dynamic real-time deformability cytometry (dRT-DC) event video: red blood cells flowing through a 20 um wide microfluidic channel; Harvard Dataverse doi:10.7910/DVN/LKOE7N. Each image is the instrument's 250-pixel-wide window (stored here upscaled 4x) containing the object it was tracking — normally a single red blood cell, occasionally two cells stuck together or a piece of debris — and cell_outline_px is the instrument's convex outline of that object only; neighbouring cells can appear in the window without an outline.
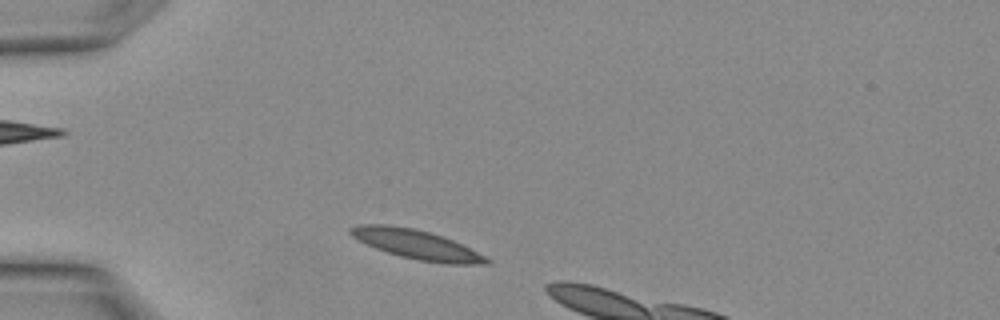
{"species": "Egyptian fruit bat (a non-hibernating species)", "species_latin": "Rousettus aegyptiacus", "temperature_condition": "warm", "stored_images_in_passage": 5, "camera_frame_rate_fps": 3000, "um_per_image_px": 0.085, "animal": {"sex": "female"}, "frame": {"image": 1, "passage_image": 2, "time_ms": 0.333, "image_size_px": [1000, 320], "cell_outline_px": [[492, 260], [488, 264], [448, 264], [420, 260], [400, 256], [376, 248], [352, 236], [348, 232], [348, 228], [360, 224], [384, 224], [412, 228], [428, 232], [452, 240]], "centroid_in_image_um": [35.38, 20.78], "position_along_channel_um": 49.6, "area_um2": 22.66}}